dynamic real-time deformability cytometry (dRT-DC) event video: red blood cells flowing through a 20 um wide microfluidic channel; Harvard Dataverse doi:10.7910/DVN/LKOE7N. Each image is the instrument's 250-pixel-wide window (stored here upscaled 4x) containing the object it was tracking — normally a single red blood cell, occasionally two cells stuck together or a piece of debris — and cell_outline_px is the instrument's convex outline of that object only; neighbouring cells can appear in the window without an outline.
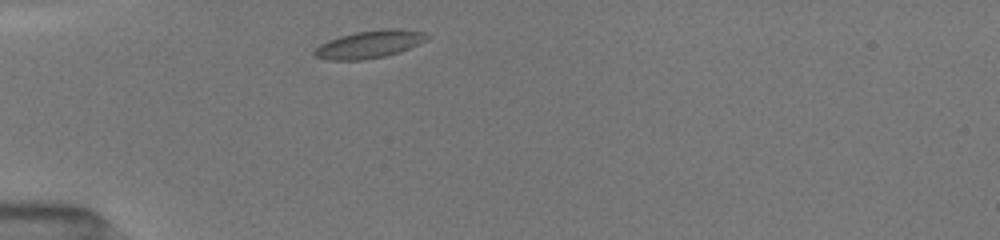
{"species": "common noctule bat (a hibernating species)", "species_latin": "Nyctalus noctula", "temperature_condition": "room temperature", "stored_images_in_passage": 15, "camera_frame_rate_fps": 3000, "um_per_image_px": 0.085, "animal": {"sex": "female", "body_mass_g": 19.5, "forearm_length_mm": 54.1}, "frame": {"image": 1, "passage_image": 1, "time_ms": 0.0, "image_size_px": [1000, 240], "cell_outline_px": [[428, 36], [424, 40], [400, 52], [384, 56], [364, 60], [328, 60], [316, 56], [312, 52], [320, 44], [328, 40], [340, 36], [356, 32], [384, 28], [396, 28], [424, 32]], "centroid_in_image_um": [31.36, 3.76], "position_along_channel_um": 53.6, "area_um2": 17.92}}
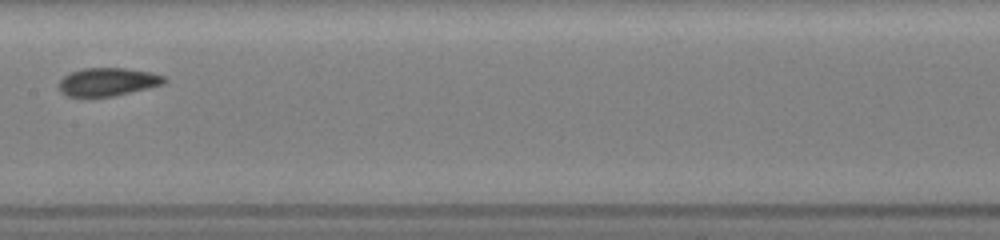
{"frame": {"image": 2, "passage_image": 7, "time_ms": 4.0, "image_size_px": [1000, 240], "cell_outline_px": [[168, 80], [164, 84], [148, 88], [112, 96], [68, 96], [60, 92], [60, 80], [64, 76], [72, 72], [84, 68], [124, 68], [148, 72], [164, 76]], "centroid_in_image_um": [9.17, 6.95], "position_along_channel_um": 198.2, "area_um2": 16.99}}
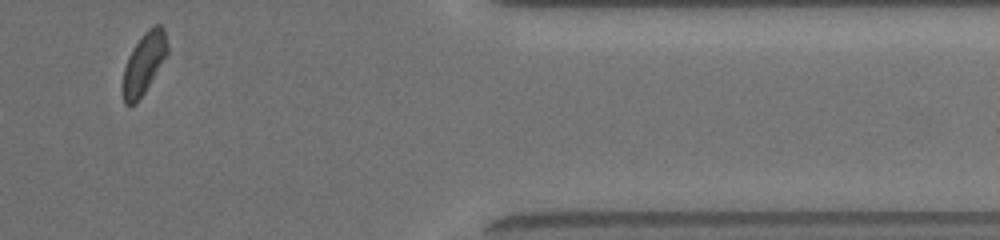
{"frame": {"image": 3, "passage_image": 13, "time_ms": 9.667, "image_size_px": [1000, 240], "cell_outline_px": [[168, 52], [144, 92], [136, 104], [124, 104], [124, 68], [128, 56], [132, 48], [144, 32], [152, 24], [160, 24], [164, 28], [168, 48]], "centroid_in_image_um": [12.25, 5.31], "position_along_channel_um": 399.2, "area_um2": 15.55}, "authors_computed_cell_mechanics": {"area_um2": 16.9932, "velocity_mm_per_s": 4.023, "shape_relaxation_time_tau1_ms": 3.8552, "shape_relaxation_time_tau2_ms": 1.3812, "deformation_change_tau1": 0.0903, "deformation_change_tau2": 0.056}}